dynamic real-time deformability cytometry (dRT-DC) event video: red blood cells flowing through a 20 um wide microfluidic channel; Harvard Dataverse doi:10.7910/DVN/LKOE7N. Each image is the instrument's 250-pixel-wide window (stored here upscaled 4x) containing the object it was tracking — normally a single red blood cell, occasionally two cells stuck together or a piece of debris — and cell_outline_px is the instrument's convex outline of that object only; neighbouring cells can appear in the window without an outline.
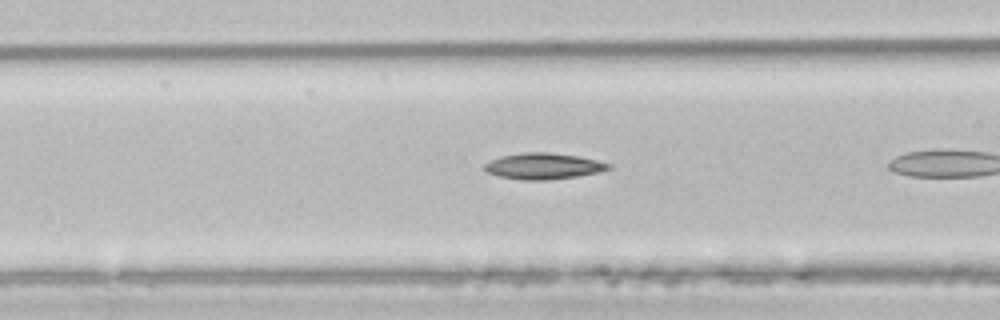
{"species": "common noctule bat (a hibernating species)", "species_latin": "Nyctalus noctula", "temperature_condition": "room temperature", "stored_images_in_passage": 7, "camera_frame_rate_fps": 3000, "um_per_image_px": 0.085, "animal": {"sex": "male", "body_mass_g": 21.5, "forearm_length_mm": 52.0}, "frame": {"image": 1, "passage_image": 6, "time_ms": 1.667, "image_size_px": [1000, 320], "cell_outline_px": [[612, 168], [596, 172], [576, 176], [544, 180], [524, 180], [500, 176], [488, 172], [484, 168], [484, 164], [500, 156], [524, 152], [548, 152], [580, 156], [612, 164]], "centroid_in_image_um": [46.2, 14.1], "position_along_channel_um": 120.4, "area_um2": 18.67}}